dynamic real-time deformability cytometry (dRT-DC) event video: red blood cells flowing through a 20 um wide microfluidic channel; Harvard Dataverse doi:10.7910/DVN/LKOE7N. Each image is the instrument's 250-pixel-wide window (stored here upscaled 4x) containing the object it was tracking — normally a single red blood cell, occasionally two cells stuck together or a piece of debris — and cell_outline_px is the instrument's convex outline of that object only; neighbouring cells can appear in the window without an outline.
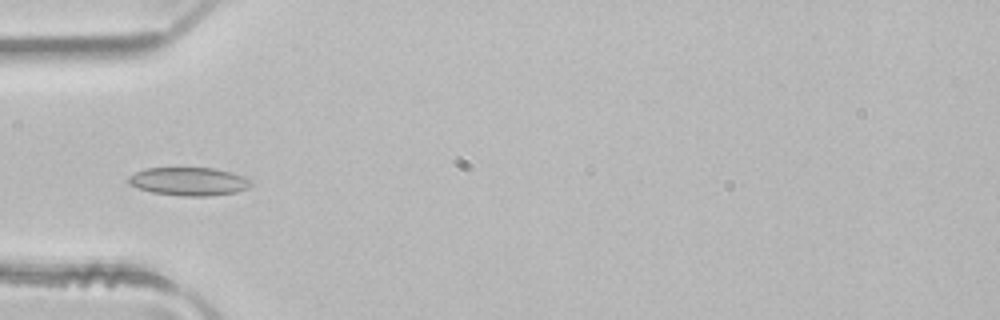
{"species": "common noctule bat (a hibernating species)", "species_latin": "Nyctalus noctula", "temperature_condition": "room temperature", "stored_images_in_passage": 3, "camera_frame_rate_fps": 3000, "um_per_image_px": 0.085, "animal": {"sex": "male", "body_mass_g": 21.5, "forearm_length_mm": 52.0}, "frame": {"image": 1, "passage_image": 3, "time_ms": 0.667, "image_size_px": [1000, 320], "cell_outline_px": [[252, 184], [248, 188], [236, 192], [208, 196], [184, 196], [152, 192], [128, 184], [128, 176], [144, 168], [216, 168], [232, 172], [244, 176]], "centroid_in_image_um": [16.05, 15.41], "position_along_channel_um": 68.9, "area_um2": 20.11}}